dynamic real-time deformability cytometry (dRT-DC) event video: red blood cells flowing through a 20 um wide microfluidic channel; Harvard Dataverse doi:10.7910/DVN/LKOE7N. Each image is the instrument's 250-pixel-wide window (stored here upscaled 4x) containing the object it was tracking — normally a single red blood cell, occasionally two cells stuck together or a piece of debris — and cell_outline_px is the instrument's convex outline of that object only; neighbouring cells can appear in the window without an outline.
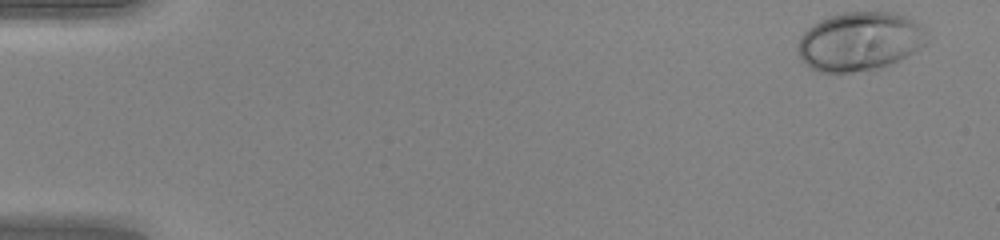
{"species": "human", "species_latin": "Homo sapiens", "temperature_condition": "warm", "stored_images_in_passage": 47, "camera_frame_rate_fps": 3000, "um_per_image_px": 0.085, "donor": {"sex": "female"}, "frame": {"image": 1, "passage_image": 1, "time_ms": 0.0, "image_size_px": [1000, 240], "cell_outline_px": [[928, 40], [920, 48], [880, 68], [852, 72], [820, 72], [804, 64], [796, 48], [800, 36], [812, 24], [828, 16], [844, 12], [896, 12], [920, 24], [924, 28]], "centroid_in_image_um": [73.04, 3.5], "position_along_channel_um": 12.0, "area_um2": 44.1}}
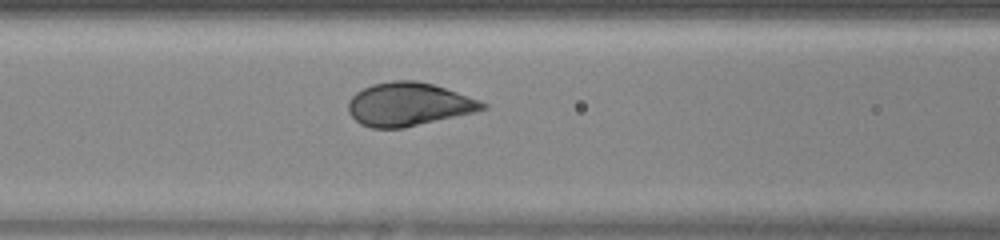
{"frame": {"image": 2, "passage_image": 20, "time_ms": 6.333, "image_size_px": [1000, 240], "cell_outline_px": [[488, 108], [472, 112], [404, 128], [372, 128], [360, 124], [348, 112], [348, 100], [356, 92], [372, 84], [392, 80], [416, 80], [432, 84], [480, 100], [488, 104]], "centroid_in_image_um": [34.7, 8.86], "position_along_channel_um": 131.9, "area_um2": 33.7}}
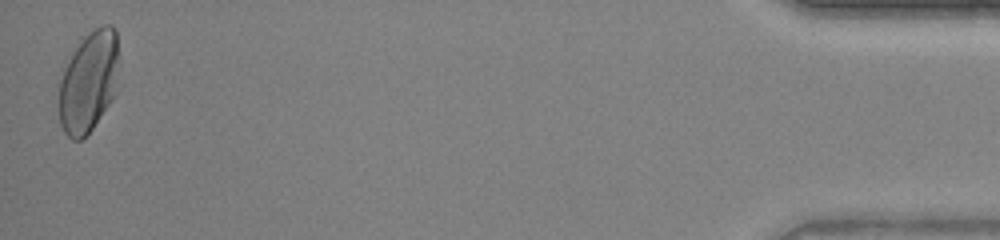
{"frame": {"image": 3, "passage_image": 47, "time_ms": 15.333, "image_size_px": [1000, 240], "cell_outline_px": [[116, 92], [112, 100], [92, 128], [80, 140], [72, 140], [64, 132], [60, 124], [60, 80], [64, 68], [68, 60], [84, 36], [88, 32], [100, 24], [112, 24], [116, 28]], "centroid_in_image_um": [7.53, 6.93], "position_along_channel_um": 427.7, "area_um2": 34.74}, "authors_computed_cell_mechanics": {"area_um2": 34.7378, "velocity_mm_per_s": 4.2282, "shape_relaxation_time_tau1_ms": 2.234, "shape_relaxation_time_tau2_ms": null, "deformation_change_tau1": 0.1679, "deformation_change_tau2": null}}